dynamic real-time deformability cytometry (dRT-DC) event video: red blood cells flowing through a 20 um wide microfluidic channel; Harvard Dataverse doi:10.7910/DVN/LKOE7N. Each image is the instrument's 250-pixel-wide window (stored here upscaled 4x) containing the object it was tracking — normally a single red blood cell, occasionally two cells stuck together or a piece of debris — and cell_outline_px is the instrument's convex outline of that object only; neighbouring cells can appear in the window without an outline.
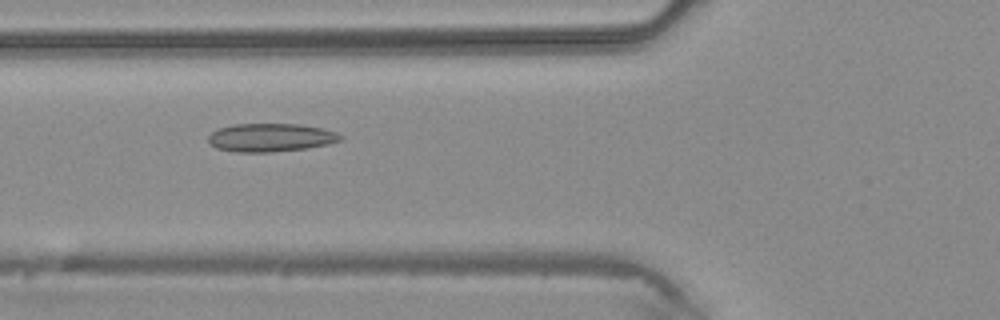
{"species": "common noctule bat (a hibernating species)", "species_latin": "Nyctalus noctula", "temperature_condition": "warm", "stored_images_in_passage": 39, "camera_frame_rate_fps": 3000, "um_per_image_px": 0.085, "animal": {"sex": "male", "body_mass_g": 20.4}, "frame": {"image": 1, "passage_image": 12, "time_ms": 3.667, "image_size_px": [1000, 320], "cell_outline_px": [[344, 140], [328, 144], [308, 148], [272, 152], [236, 152], [216, 148], [208, 140], [208, 136], [216, 128], [232, 124], [296, 124], [324, 128], [336, 132], [344, 136]], "centroid_in_image_um": [23.03, 11.69], "position_along_channel_um": 102.8, "area_um2": 22.02}}
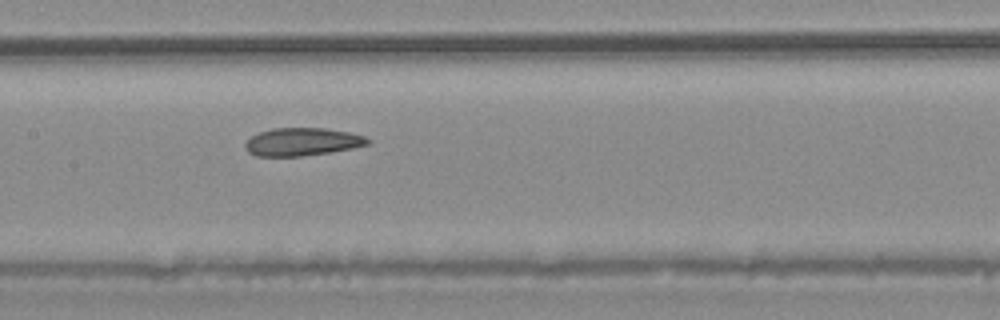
{"frame": {"image": 2, "passage_image": 17, "time_ms": 5.333, "image_size_px": [1000, 320], "cell_outline_px": [[372, 140], [368, 144], [352, 148], [332, 152], [300, 156], [256, 156], [248, 152], [244, 148], [244, 144], [252, 136], [260, 132], [272, 128], [324, 128], [348, 132], [364, 136]], "centroid_in_image_um": [25.68, 12.06], "position_along_channel_um": 181.7, "area_um2": 19.88}}
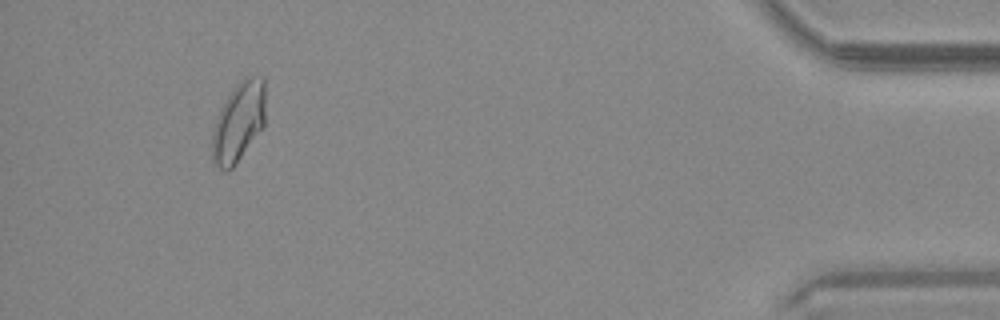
{"frame": {"image": 3, "passage_image": 36, "time_ms": 11.667, "image_size_px": [1000, 320], "cell_outline_px": [[264, 124], [236, 164], [228, 172], [224, 172], [212, 164], [212, 132], [220, 108], [236, 84], [244, 76], [264, 76]], "centroid_in_image_um": [20.25, 10.39], "position_along_channel_um": 415.0, "area_um2": 24.74}}